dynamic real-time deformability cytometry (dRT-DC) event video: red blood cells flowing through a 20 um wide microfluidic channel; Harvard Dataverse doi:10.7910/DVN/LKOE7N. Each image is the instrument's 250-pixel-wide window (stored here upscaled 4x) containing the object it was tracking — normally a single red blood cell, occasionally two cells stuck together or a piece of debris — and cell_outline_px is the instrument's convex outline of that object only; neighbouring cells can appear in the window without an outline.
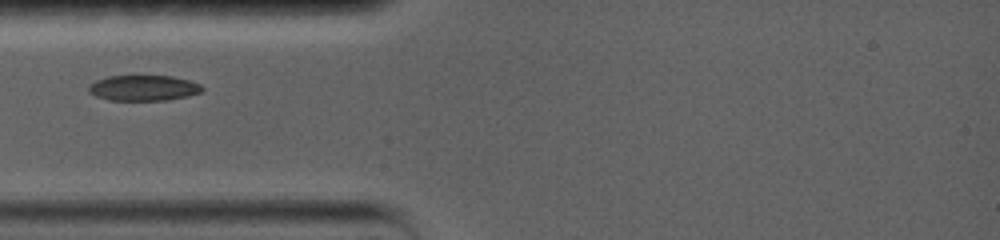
{"species": "common noctule bat (a hibernating species)", "species_latin": "Nyctalus noctula", "temperature_condition": "warm", "stored_images_in_passage": 39, "camera_frame_rate_fps": 5000, "um_per_image_px": 0.085, "animal": {"sex": "female", "body_mass_g": 19.0, "forearm_length_mm": 56.7}, "frame": {"image": 1, "passage_image": 1, "time_ms": 0.0, "image_size_px": [1000, 240], "cell_outline_px": [[204, 88], [200, 92], [188, 96], [164, 100], [108, 100], [96, 96], [88, 92], [88, 88], [96, 80], [108, 76], [172, 76], [188, 80], [200, 84]], "centroid_in_image_um": [12.19, 7.48], "position_along_channel_um": 72.8, "area_um2": 16.76}}
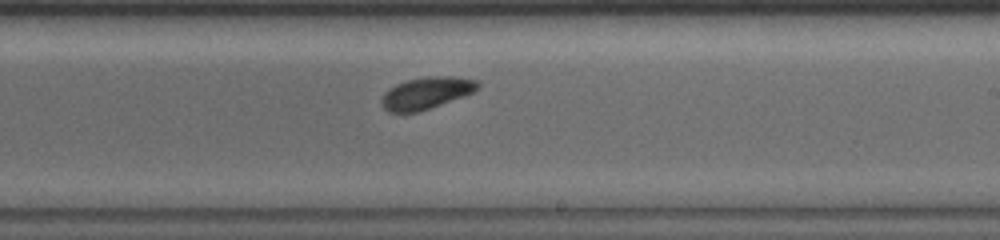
{"frame": {"image": 2, "passage_image": 23, "time_ms": 5.0, "image_size_px": [1000, 240], "cell_outline_px": [[480, 84], [472, 92], [464, 96], [416, 112], [388, 112], [380, 104], [380, 100], [384, 92], [388, 88], [396, 84], [408, 80], [428, 76], [452, 76], [480, 80]], "centroid_in_image_um": [36.21, 7.89], "position_along_channel_um": 252.8, "area_um2": 17.8}}
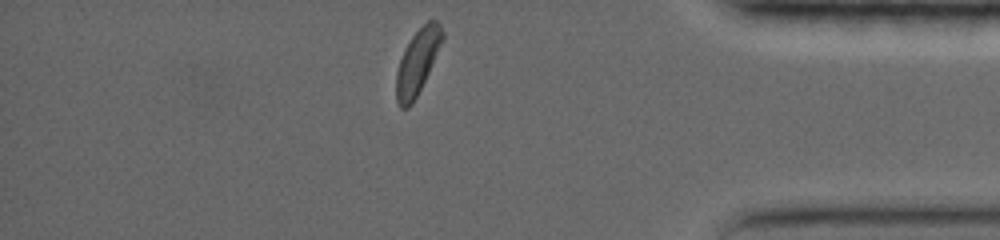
{"frame": {"image": 3, "passage_image": 39, "time_ms": 9.8, "image_size_px": [1000, 240], "cell_outline_px": [[444, 36], [428, 72], [412, 104], [408, 108], [400, 108], [396, 100], [396, 72], [400, 60], [412, 36], [428, 20], [436, 20], [440, 24], [444, 32]], "centroid_in_image_um": [35.47, 5.26], "position_along_channel_um": 399.7, "area_um2": 16.82}}